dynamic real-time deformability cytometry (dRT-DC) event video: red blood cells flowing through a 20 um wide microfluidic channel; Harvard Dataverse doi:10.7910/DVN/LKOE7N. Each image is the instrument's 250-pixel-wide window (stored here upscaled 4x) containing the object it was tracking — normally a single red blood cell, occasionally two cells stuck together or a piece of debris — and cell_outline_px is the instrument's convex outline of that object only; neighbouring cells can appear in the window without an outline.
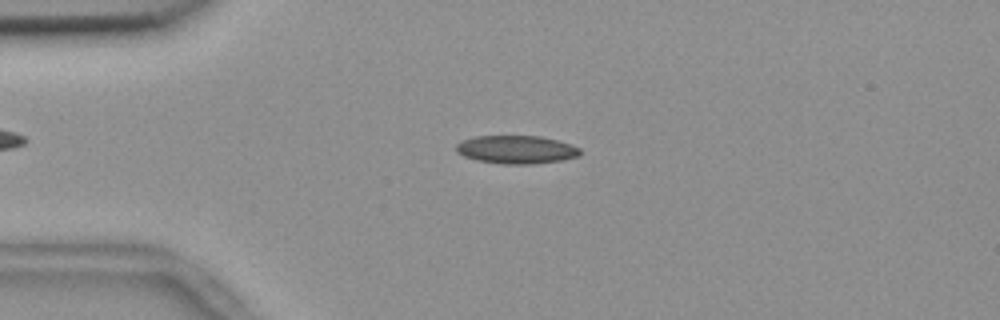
{"species": "common noctule bat (a hibernating species)", "species_latin": "Nyctalus noctula", "temperature_condition": "room temperature", "stored_images_in_passage": 54, "camera_frame_rate_fps": 3000, "um_per_image_px": 0.085, "animal": {"sex": "female", "body_mass_g": 18.4}, "frame": {"image": 1, "passage_image": 12, "time_ms": 3.667, "image_size_px": [1000, 320], "cell_outline_px": [[580, 152], [576, 156], [560, 160], [528, 164], [504, 164], [476, 160], [464, 156], [456, 152], [456, 144], [460, 140], [472, 136], [540, 136], [572, 144], [580, 148]], "centroid_in_image_um": [43.83, 12.7], "position_along_channel_um": 41.2, "area_um2": 20.29}}
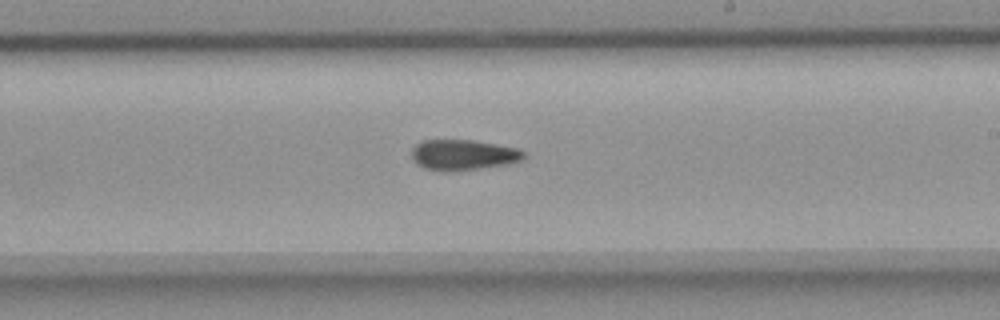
{"frame": {"image": 2, "passage_image": 31, "time_ms": 10.0, "image_size_px": [1000, 320], "cell_outline_px": [[524, 156], [520, 160], [504, 164], [476, 168], [444, 172], [440, 172], [424, 168], [416, 164], [412, 160], [412, 148], [420, 140], [472, 140], [520, 148], [524, 152]], "centroid_in_image_um": [39.3, 13.15], "position_along_channel_um": 249.7, "area_um2": 19.88}}
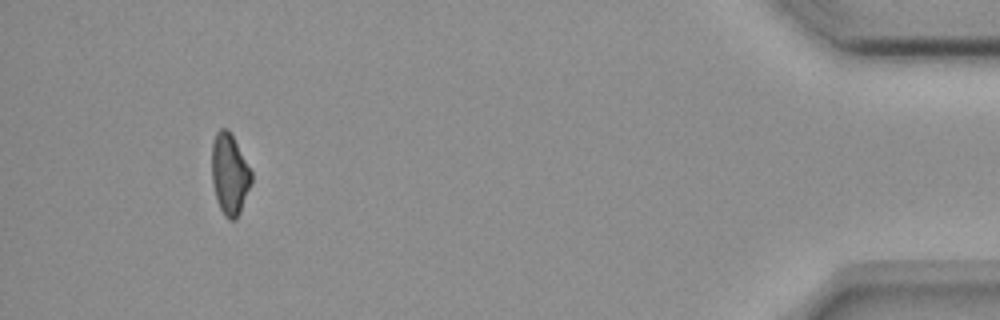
{"frame": {"image": 3, "passage_image": 50, "time_ms": 16.333, "image_size_px": [1000, 320], "cell_outline_px": [[252, 184], [240, 212], [236, 220], [228, 220], [224, 216], [220, 208], [216, 196], [212, 180], [212, 144], [216, 132], [220, 128], [228, 128], [252, 172]], "centroid_in_image_um": [19.53, 14.82], "position_along_channel_um": 415.7, "area_um2": 18.67}, "authors_computed_cell_mechanics": {"area_um2": 19.7387, "velocity_mm_per_s": 3.6896, "shape_relaxation_time_tau1_ms": null, "shape_relaxation_time_tau2_ms": 9.9157, "deformation_change_tau1": null, "deformation_change_tau2": 0.1786}}